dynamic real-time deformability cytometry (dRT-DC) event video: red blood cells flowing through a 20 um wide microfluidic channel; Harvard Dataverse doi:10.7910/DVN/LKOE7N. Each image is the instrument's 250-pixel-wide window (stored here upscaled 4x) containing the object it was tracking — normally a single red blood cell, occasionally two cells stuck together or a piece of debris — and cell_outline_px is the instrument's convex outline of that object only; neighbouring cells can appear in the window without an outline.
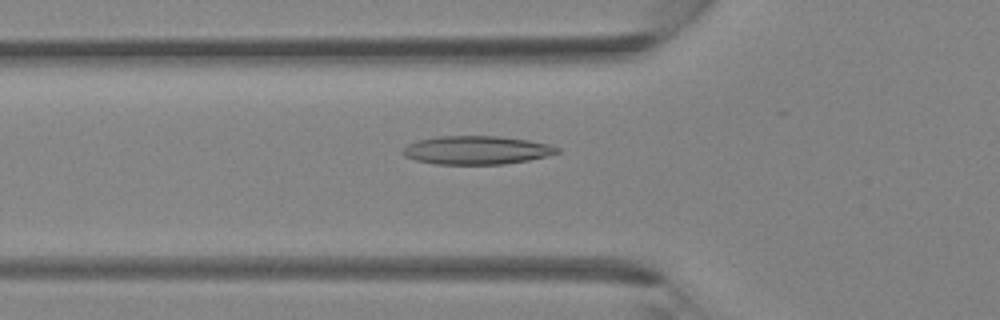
{"species": "Egyptian fruit bat (a non-hibernating species)", "species_latin": "Rousettus aegyptiacus", "temperature_condition": "room temperature", "stored_images_in_passage": 32, "camera_frame_rate_fps": 3000, "um_per_image_px": 0.085, "animal": {"sex": "female"}, "frame": {"image": 1, "passage_image": 6, "time_ms": 1.667, "image_size_px": [1000, 320], "cell_outline_px": [[560, 152], [528, 160], [504, 164], [436, 164], [416, 160], [404, 156], [400, 152], [408, 144], [420, 140], [440, 136], [500, 136], [528, 140], [548, 144], [560, 148]], "centroid_in_image_um": [40.5, 12.76], "position_along_channel_um": 85.3, "area_um2": 25.43}}
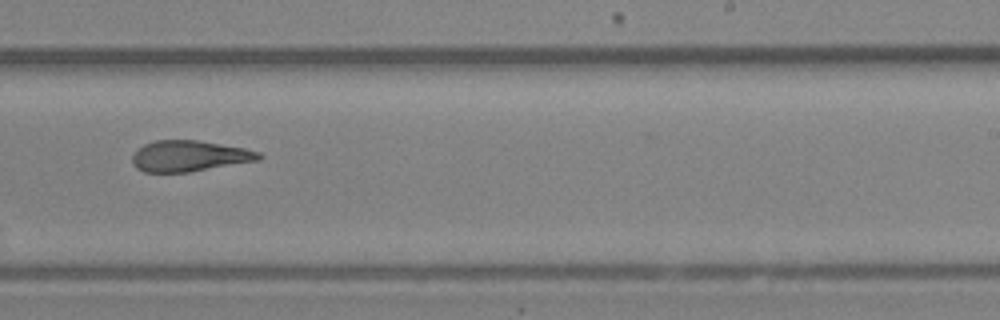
{"frame": {"image": 2, "passage_image": 17, "time_ms": 5.333, "image_size_px": [1000, 320], "cell_outline_px": [[264, 156], [260, 160], [188, 172], [144, 172], [136, 168], [132, 164], [132, 156], [144, 144], [156, 140], [196, 140], [244, 148], [260, 152]], "centroid_in_image_um": [16.1, 13.26], "position_along_channel_um": 272.9, "area_um2": 22.72}}
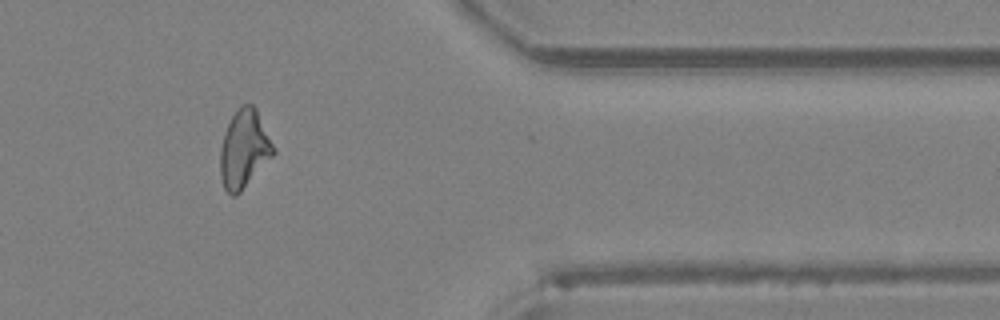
{"frame": {"image": 3, "passage_image": 25, "time_ms": 8.0, "image_size_px": [1000, 320], "cell_outline_px": [[276, 152], [240, 192], [236, 196], [232, 196], [224, 188], [220, 176], [220, 148], [224, 132], [232, 116], [240, 104], [252, 104], [256, 108], [276, 148]], "centroid_in_image_um": [20.75, 12.65], "position_along_channel_um": 390.7, "area_um2": 24.22}}